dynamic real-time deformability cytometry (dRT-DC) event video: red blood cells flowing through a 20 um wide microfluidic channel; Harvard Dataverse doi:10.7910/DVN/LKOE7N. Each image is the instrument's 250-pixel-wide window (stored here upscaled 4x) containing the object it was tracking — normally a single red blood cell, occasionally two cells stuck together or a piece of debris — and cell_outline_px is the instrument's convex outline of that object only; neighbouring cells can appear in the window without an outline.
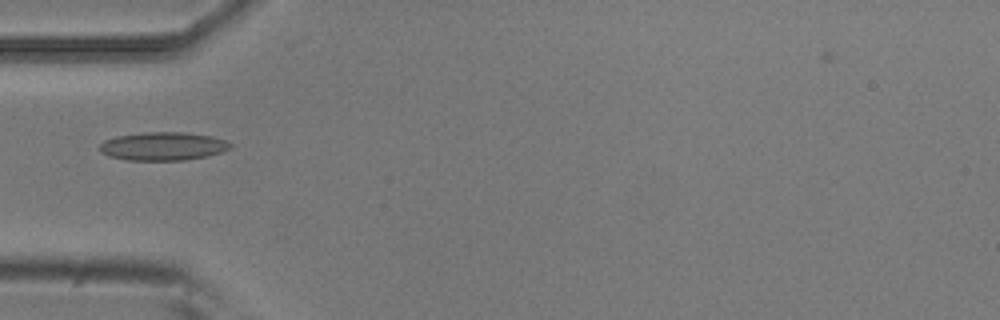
{"species": "common noctule bat (a hibernating species)", "species_latin": "Nyctalus noctula", "temperature_condition": "room temperature", "stored_images_in_passage": 6, "camera_frame_rate_fps": 3000, "um_per_image_px": 0.085, "animal": {"sex": "male", "body_mass_g": 20.5, "forearm_length_mm": 52.5}, "frame": {"image": 1, "passage_image": 4, "time_ms": 1.0, "image_size_px": [1000, 320], "cell_outline_px": [[232, 148], [208, 156], [184, 160], [128, 160], [108, 156], [100, 152], [100, 144], [104, 140], [116, 136], [144, 132], [184, 132], [212, 136], [224, 140], [232, 144]], "centroid_in_image_um": [13.85, 12.43], "position_along_channel_um": 71.2, "area_um2": 21.62}}
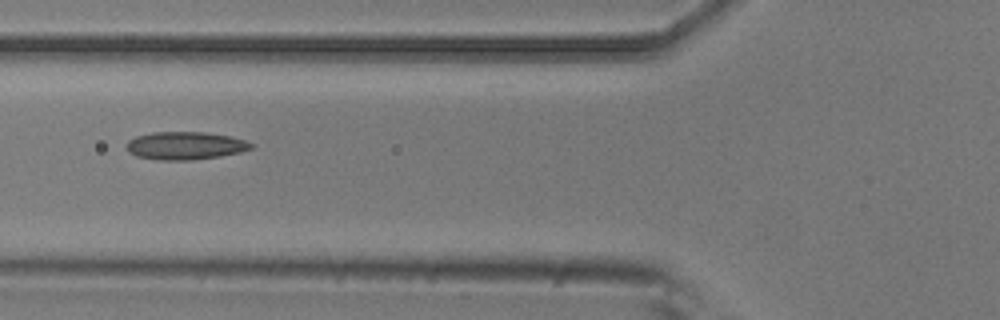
{"frame": {"image": 2, "passage_image": 5, "time_ms": 1.333, "image_size_px": [1000, 320], "cell_outline_px": [[256, 144], [252, 148], [240, 152], [220, 156], [192, 160], [160, 160], [136, 156], [128, 152], [124, 144], [128, 140], [136, 136], [152, 132], [204, 132], [232, 136]], "centroid_in_image_um": [15.73, 12.38], "position_along_channel_um": 110.1, "area_um2": 20.46}}